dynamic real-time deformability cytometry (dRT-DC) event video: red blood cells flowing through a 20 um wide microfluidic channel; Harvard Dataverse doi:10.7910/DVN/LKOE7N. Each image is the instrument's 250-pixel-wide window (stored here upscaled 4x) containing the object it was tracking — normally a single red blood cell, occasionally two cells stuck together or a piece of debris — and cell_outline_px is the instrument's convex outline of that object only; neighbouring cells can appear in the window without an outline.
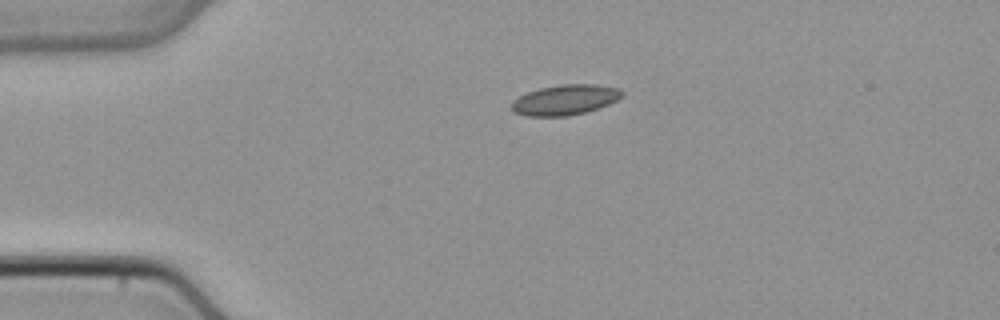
{"species": "common noctule bat (a hibernating species)", "species_latin": "Nyctalus noctula", "temperature_condition": "cold", "stored_images_in_passage": 39, "camera_frame_rate_fps": 3000, "um_per_image_px": 0.085, "animal": {"sex": "male", "body_mass_g": 21.5, "forearm_length_mm": 52.0}, "frame": {"image": 1, "passage_image": 1, "time_ms": 0.0, "image_size_px": [1000, 320], "cell_outline_px": [[624, 96], [608, 104], [584, 112], [568, 116], [528, 116], [516, 112], [512, 108], [512, 100], [528, 92], [540, 88], [560, 84], [596, 84], [620, 88], [624, 92]], "centroid_in_image_um": [48.06, 8.47], "position_along_channel_um": 36.9, "area_um2": 19.36}}
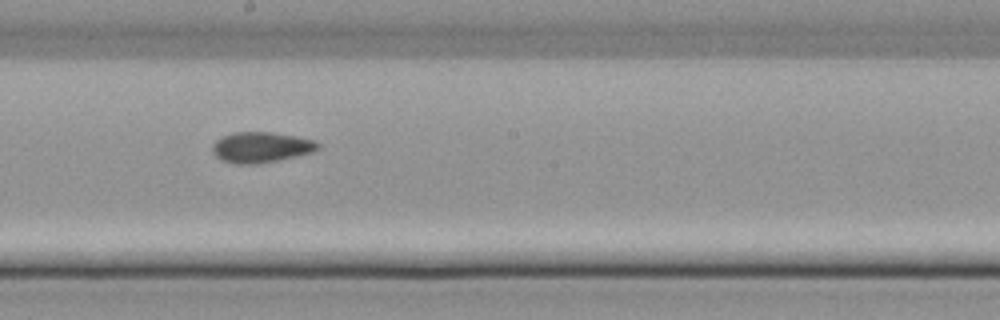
{"frame": {"image": 2, "passage_image": 17, "time_ms": 5.333, "image_size_px": [1000, 320], "cell_outline_px": [[320, 148], [312, 152], [276, 160], [256, 164], [236, 164], [220, 160], [212, 152], [212, 144], [216, 140], [232, 132], [272, 132], [296, 136], [316, 140], [320, 144]], "centroid_in_image_um": [22.18, 12.51], "position_along_channel_um": 226.0, "area_um2": 18.84}}
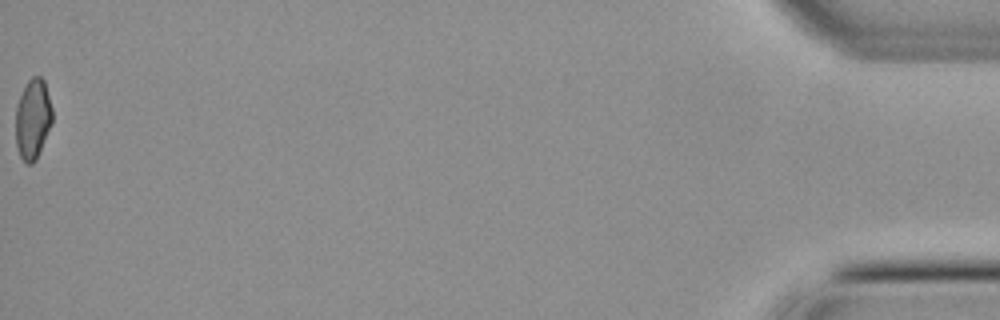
{"frame": {"image": 3, "passage_image": 39, "time_ms": 12.667, "image_size_px": [1000, 320], "cell_outline_px": [[52, 124], [36, 160], [32, 164], [28, 164], [20, 156], [16, 144], [16, 104], [28, 80], [32, 76], [40, 76], [44, 80], [52, 108]], "centroid_in_image_um": [2.8, 10.11], "position_along_channel_um": 432.4, "area_um2": 17.11}}